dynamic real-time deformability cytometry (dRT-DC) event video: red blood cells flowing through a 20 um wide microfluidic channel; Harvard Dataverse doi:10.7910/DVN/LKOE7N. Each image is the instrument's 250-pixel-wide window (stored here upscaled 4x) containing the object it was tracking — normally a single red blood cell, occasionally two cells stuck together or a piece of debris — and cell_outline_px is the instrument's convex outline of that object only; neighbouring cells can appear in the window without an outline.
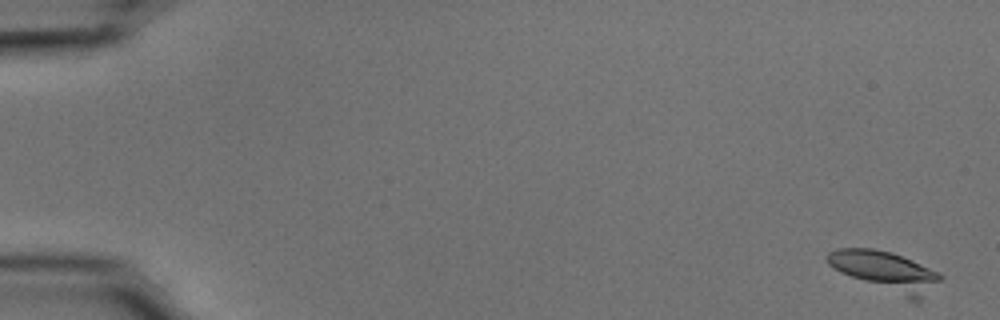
{"species": "common noctule bat (a hibernating species)", "species_latin": "Nyctalus noctula", "temperature_condition": "cold", "stored_images_in_passage": 11, "camera_frame_rate_fps": 3000, "um_per_image_px": 0.085, "animal": {"sex": "male", "body_mass_g": 15.6}, "frame": {"image": 1, "passage_image": 1, "time_ms": 0.0, "image_size_px": [1000, 320], "cell_outline_px": [[944, 276], [916, 304], [840, 272], [828, 264], [824, 256], [828, 252], [836, 248], [872, 248], [892, 252], [912, 260], [940, 272]], "centroid_in_image_um": [75.28, 23.07], "position_along_channel_um": 9.7, "area_um2": 26.41}}